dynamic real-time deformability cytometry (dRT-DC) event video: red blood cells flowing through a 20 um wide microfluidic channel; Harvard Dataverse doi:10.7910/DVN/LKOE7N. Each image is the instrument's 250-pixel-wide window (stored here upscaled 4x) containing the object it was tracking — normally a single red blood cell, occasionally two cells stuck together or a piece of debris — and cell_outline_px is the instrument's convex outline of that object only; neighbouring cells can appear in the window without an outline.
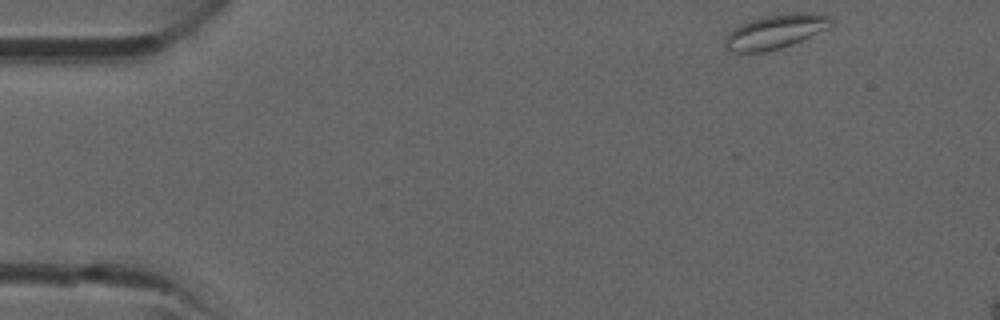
{"species": "common noctule bat (a hibernating species)", "species_latin": "Nyctalus noctula", "temperature_condition": "room temperature", "stored_images_in_passage": 7, "camera_frame_rate_fps": 3000, "um_per_image_px": 0.085, "animal": {"sex": "male", "forearm_length_mm": 52.5}, "frame": {"image": 1, "passage_image": 1, "time_ms": 0.0, "image_size_px": [1000, 320], "cell_outline_px": [[832, 24], [828, 28], [792, 44], [768, 52], [728, 52], [724, 48], [724, 40], [728, 32], [740, 24], [764, 16], [796, 12], [812, 12], [832, 16]], "centroid_in_image_um": [65.89, 2.69], "position_along_channel_um": 19.1, "area_um2": 21.33}}